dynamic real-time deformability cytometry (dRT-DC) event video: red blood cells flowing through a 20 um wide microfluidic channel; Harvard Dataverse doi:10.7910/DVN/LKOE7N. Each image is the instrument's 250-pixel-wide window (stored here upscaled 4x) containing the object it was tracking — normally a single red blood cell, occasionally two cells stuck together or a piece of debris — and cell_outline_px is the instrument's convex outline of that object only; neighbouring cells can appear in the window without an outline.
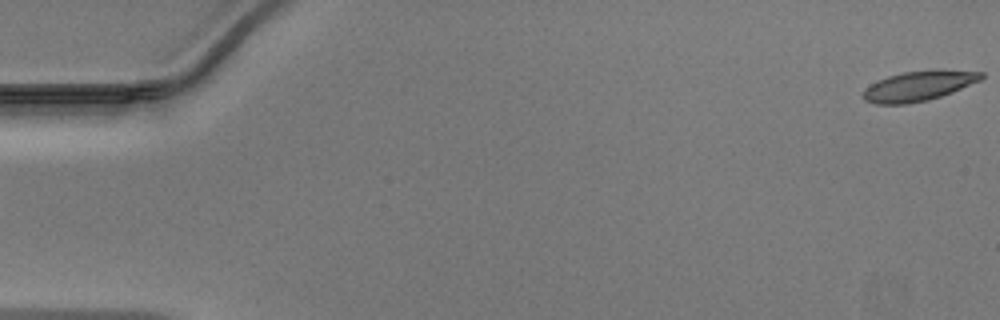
{"species": "Egyptian fruit bat (a non-hibernating species)", "species_latin": "Rousettus aegyptiacus", "temperature_condition": "warm", "stored_images_in_passage": 46, "camera_frame_rate_fps": 3000, "um_per_image_px": 0.085, "animal": {"sex": "male"}, "frame": {"image": 1, "passage_image": 1, "time_ms": 0.0, "image_size_px": [1000, 320], "cell_outline_px": [[984, 76], [980, 80], [952, 92], [928, 100], [908, 104], [876, 104], [864, 100], [864, 88], [888, 76], [904, 72], [984, 72]], "centroid_in_image_um": [78.01, 7.36], "position_along_channel_um": 7.0, "area_um2": 19.54}}
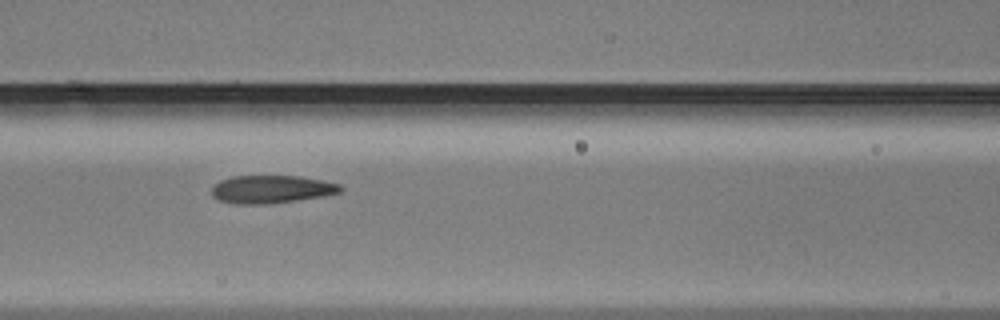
{"frame": {"image": 2, "passage_image": 22, "time_ms": 7.0, "image_size_px": [1000, 320], "cell_outline_px": [[344, 188], [340, 192], [324, 196], [268, 204], [236, 204], [220, 200], [212, 196], [212, 184], [220, 180], [232, 176], [300, 176], [340, 184]], "centroid_in_image_um": [23.05, 16.08], "position_along_channel_um": 143.5, "area_um2": 20.98}}
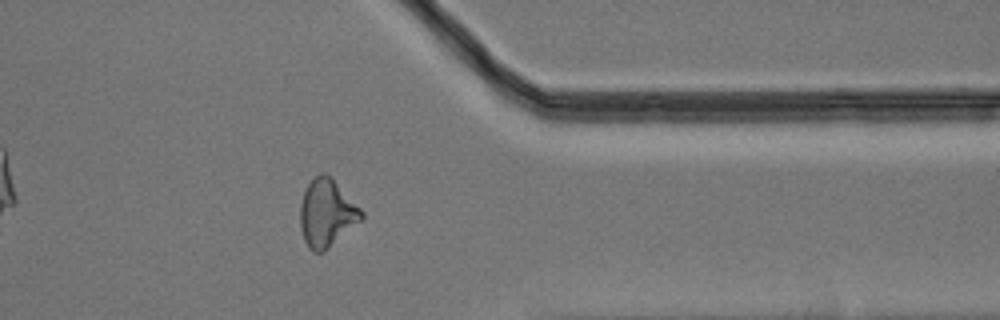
{"frame": {"image": 3, "passage_image": 40, "time_ms": 13.0, "image_size_px": [1000, 320], "cell_outline_px": [[364, 216], [360, 220], [324, 252], [312, 252], [308, 248], [304, 240], [300, 228], [300, 204], [304, 192], [308, 184], [320, 172], [324, 172], [364, 212]], "centroid_in_image_um": [27.73, 18.15], "position_along_channel_um": 383.7, "area_um2": 23.52}}